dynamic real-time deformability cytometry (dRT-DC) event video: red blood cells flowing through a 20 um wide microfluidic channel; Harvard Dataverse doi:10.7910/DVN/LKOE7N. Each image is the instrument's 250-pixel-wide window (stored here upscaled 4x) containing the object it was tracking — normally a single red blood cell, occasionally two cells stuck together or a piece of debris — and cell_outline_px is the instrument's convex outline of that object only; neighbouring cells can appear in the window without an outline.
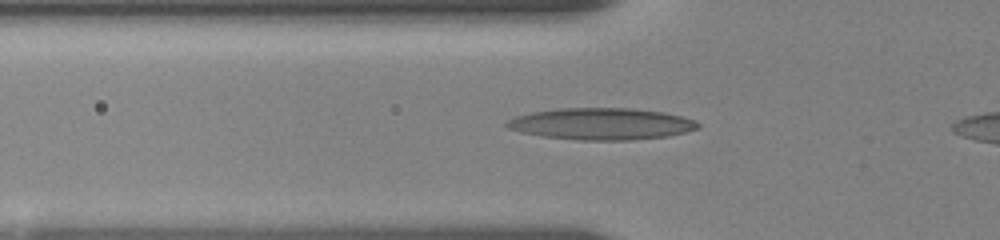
{"species": "human", "species_latin": "Homo sapiens", "temperature_condition": "room temperature", "stored_images_in_passage": 52, "camera_frame_rate_fps": 3000, "um_per_image_px": 0.085, "donor": {"sex": "female"}, "frame": {"image": 1, "passage_image": 9, "time_ms": 2.333, "image_size_px": [1000, 240], "cell_outline_px": [[700, 124], [696, 128], [684, 132], [668, 136], [628, 140], [580, 140], [540, 136], [520, 132], [508, 128], [504, 124], [508, 120], [516, 116], [532, 112], [560, 108], [628, 108], [664, 112], [696, 120]], "centroid_in_image_um": [51.09, 10.53], "position_along_channel_um": 74.7, "area_um2": 35.2}}
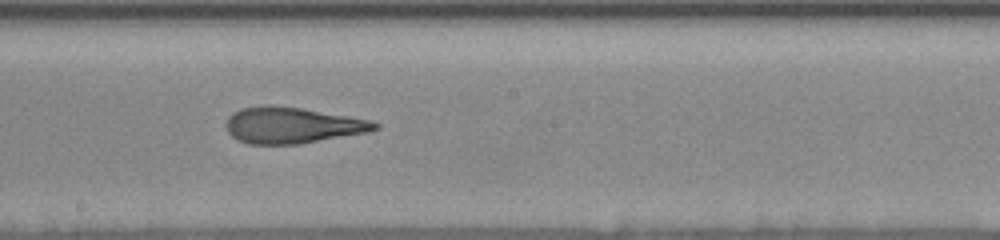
{"frame": {"image": 2, "passage_image": 30, "time_ms": 6.333, "image_size_px": [1000, 240], "cell_outline_px": [[380, 128], [368, 132], [300, 144], [248, 144], [236, 140], [228, 132], [224, 124], [228, 116], [232, 112], [240, 108], [260, 104], [272, 104], [300, 108], [348, 116], [368, 120], [380, 124]], "centroid_in_image_um": [24.77, 10.64], "position_along_channel_um": 223.4, "area_um2": 31.67}}
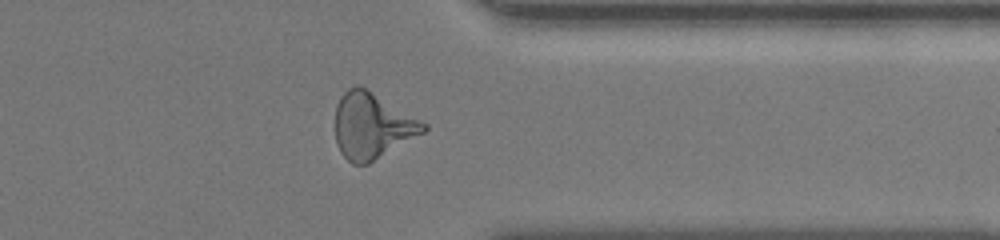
{"frame": {"image": 3, "passage_image": 46, "time_ms": 10.667, "image_size_px": [1000, 240], "cell_outline_px": [[428, 128], [424, 132], [368, 164], [352, 164], [340, 152], [336, 144], [336, 104], [340, 96], [348, 88], [364, 88], [428, 124]], "centroid_in_image_um": [31.61, 10.73], "position_along_channel_um": 379.8, "area_um2": 33.18}}